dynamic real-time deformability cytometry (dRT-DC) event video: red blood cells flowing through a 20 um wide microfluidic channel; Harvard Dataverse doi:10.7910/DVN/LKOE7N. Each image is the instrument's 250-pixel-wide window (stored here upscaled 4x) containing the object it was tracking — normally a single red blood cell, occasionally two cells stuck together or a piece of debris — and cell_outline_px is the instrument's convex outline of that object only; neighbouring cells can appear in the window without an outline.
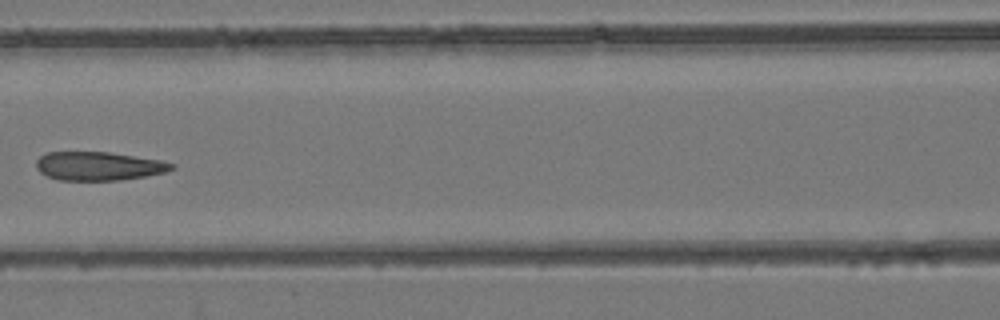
{"species": "common noctule bat (a hibernating species)", "species_latin": "Nyctalus noctula", "temperature_condition": "room temperature", "stored_images_in_passage": 5, "camera_frame_rate_fps": 3000, "um_per_image_px": 0.085, "animal": {"sex": "female", "body_mass_g": 24.6, "forearm_length_mm": 56.2}, "frame": {"image": 1, "passage_image": 5, "time_ms": 6.0, "image_size_px": [1000, 320], "cell_outline_px": [[176, 168], [164, 172], [144, 176], [120, 180], [56, 180], [40, 172], [36, 168], [36, 160], [40, 156], [48, 152], [108, 152], [160, 160], [176, 164]], "centroid_in_image_um": [8.37, 14.11], "position_along_channel_um": 158.2, "area_um2": 22.54}}